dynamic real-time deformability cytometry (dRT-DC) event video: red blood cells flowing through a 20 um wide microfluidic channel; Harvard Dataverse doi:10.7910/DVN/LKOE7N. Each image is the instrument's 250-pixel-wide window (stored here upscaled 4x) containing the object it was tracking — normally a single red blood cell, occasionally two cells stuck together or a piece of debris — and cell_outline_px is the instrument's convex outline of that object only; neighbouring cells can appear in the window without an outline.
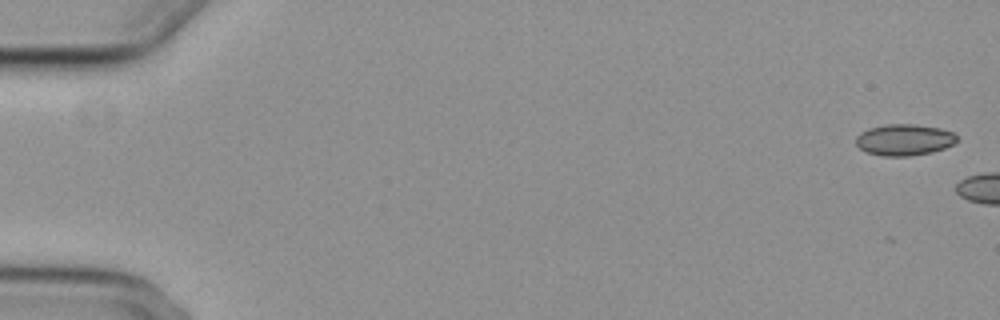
{"species": "common noctule bat (a hibernating species)", "species_latin": "Nyctalus noctula", "temperature_condition": "cold", "stored_images_in_passage": 3, "camera_frame_rate_fps": 3000, "um_per_image_px": 0.085, "animal": {"sex": "female", "body_mass_g": 29.2, "forearm_length_mm": 56.3}, "frame": {"image": 1, "passage_image": 1, "time_ms": 0.0, "image_size_px": [1000, 320], "cell_outline_px": [[956, 140], [952, 144], [944, 148], [932, 152], [908, 156], [884, 156], [868, 152], [860, 148], [856, 144], [856, 136], [860, 132], [868, 128], [888, 124], [916, 124], [940, 128], [952, 132], [956, 136]], "centroid_in_image_um": [76.84, 11.87], "position_along_channel_um": 8.2, "area_um2": 18.32}}